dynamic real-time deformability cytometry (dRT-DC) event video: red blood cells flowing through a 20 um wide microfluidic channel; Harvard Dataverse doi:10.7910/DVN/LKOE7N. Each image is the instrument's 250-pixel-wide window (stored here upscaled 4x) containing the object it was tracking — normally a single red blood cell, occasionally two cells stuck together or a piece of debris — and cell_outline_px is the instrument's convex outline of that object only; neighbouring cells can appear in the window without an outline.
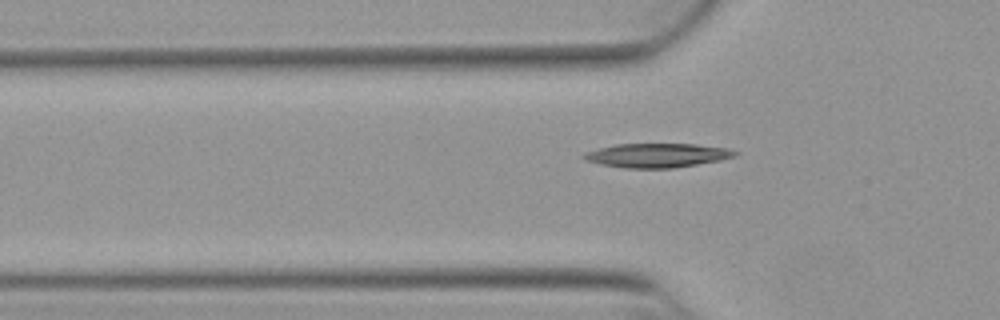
{"species": "Egyptian fruit bat (a non-hibernating species)", "species_latin": "Rousettus aegyptiacus", "temperature_condition": "warm", "stored_images_in_passage": 37, "camera_frame_rate_fps": 3000, "um_per_image_px": 0.085, "animal": {"sex": "female"}, "frame": {"image": 1, "passage_image": 9, "time_ms": 2.667, "image_size_px": [1000, 320], "cell_outline_px": [[740, 152], [736, 156], [720, 160], [672, 168], [624, 168], [600, 164], [584, 160], [580, 156], [584, 152], [616, 144], [696, 144], [728, 148]], "centroid_in_image_um": [55.84, 13.2], "position_along_channel_um": 70.0, "area_um2": 21.27}}
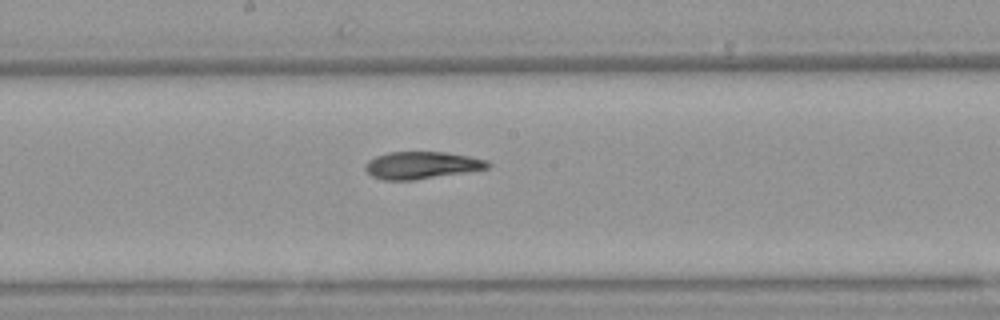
{"frame": {"image": 2, "passage_image": 20, "time_ms": 6.333, "image_size_px": [1000, 320], "cell_outline_px": [[492, 164], [488, 168], [468, 172], [416, 180], [384, 180], [372, 176], [364, 168], [364, 164], [368, 160], [376, 156], [388, 152], [444, 152], [468, 156], [488, 160]], "centroid_in_image_um": [35.85, 14.05], "position_along_channel_um": 212.4, "area_um2": 19.59}}
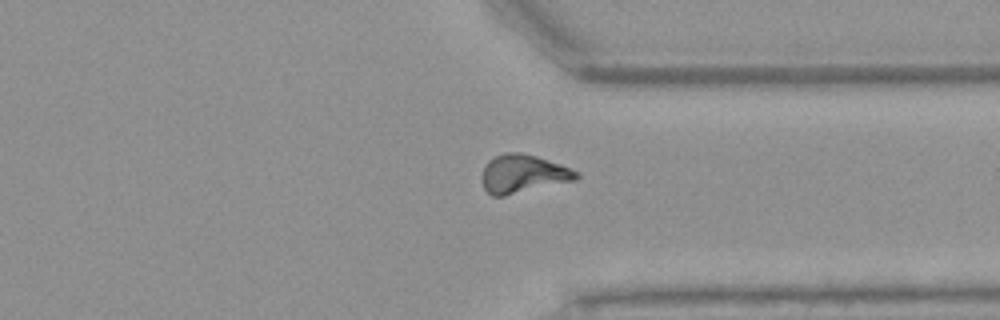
{"frame": {"image": 3, "passage_image": 32, "time_ms": 10.333, "image_size_px": [1000, 320], "cell_outline_px": [[580, 176], [576, 180], [504, 196], [492, 196], [484, 188], [480, 176], [488, 160], [496, 156], [508, 152], [520, 152], [536, 156], [560, 164], [580, 172]], "centroid_in_image_um": [44.46, 14.78], "position_along_channel_um": 366.9, "area_um2": 21.1}}